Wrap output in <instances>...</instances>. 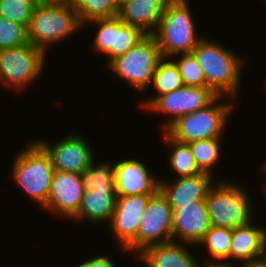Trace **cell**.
<instances>
[{"label":"cell","instance_id":"1","mask_svg":"<svg viewBox=\"0 0 266 267\" xmlns=\"http://www.w3.org/2000/svg\"><path fill=\"white\" fill-rule=\"evenodd\" d=\"M204 36L192 50L201 67L206 87L217 96H227L235 100L240 93L245 58L219 42ZM208 38V39H207Z\"/></svg>","mask_w":266,"mask_h":267},{"label":"cell","instance_id":"2","mask_svg":"<svg viewBox=\"0 0 266 267\" xmlns=\"http://www.w3.org/2000/svg\"><path fill=\"white\" fill-rule=\"evenodd\" d=\"M189 0H170L152 36L156 39L162 57L191 53L203 38L198 33L196 19ZM194 18V19H193ZM197 32V33H196Z\"/></svg>","mask_w":266,"mask_h":267},{"label":"cell","instance_id":"3","mask_svg":"<svg viewBox=\"0 0 266 267\" xmlns=\"http://www.w3.org/2000/svg\"><path fill=\"white\" fill-rule=\"evenodd\" d=\"M226 96H217L206 107L185 114L171 123L164 132L181 143H190L202 139L223 138L228 121L236 108V103L223 100ZM221 100V101H220ZM235 104H234V103Z\"/></svg>","mask_w":266,"mask_h":267},{"label":"cell","instance_id":"4","mask_svg":"<svg viewBox=\"0 0 266 267\" xmlns=\"http://www.w3.org/2000/svg\"><path fill=\"white\" fill-rule=\"evenodd\" d=\"M82 26L71 3L40 2L27 29L28 40L48 54L49 48L70 39Z\"/></svg>","mask_w":266,"mask_h":267},{"label":"cell","instance_id":"5","mask_svg":"<svg viewBox=\"0 0 266 267\" xmlns=\"http://www.w3.org/2000/svg\"><path fill=\"white\" fill-rule=\"evenodd\" d=\"M13 157L10 179L42 209L47 203L54 172L49 155L32 141Z\"/></svg>","mask_w":266,"mask_h":267},{"label":"cell","instance_id":"6","mask_svg":"<svg viewBox=\"0 0 266 267\" xmlns=\"http://www.w3.org/2000/svg\"><path fill=\"white\" fill-rule=\"evenodd\" d=\"M214 182L205 198L211 226L234 228L255 219V205L251 201L247 187L229 180ZM243 186V187H242Z\"/></svg>","mask_w":266,"mask_h":267},{"label":"cell","instance_id":"7","mask_svg":"<svg viewBox=\"0 0 266 267\" xmlns=\"http://www.w3.org/2000/svg\"><path fill=\"white\" fill-rule=\"evenodd\" d=\"M162 58L156 39L146 35L135 46L112 60L107 66L112 71V79L125 80L132 88L148 92L153 72Z\"/></svg>","mask_w":266,"mask_h":267},{"label":"cell","instance_id":"8","mask_svg":"<svg viewBox=\"0 0 266 267\" xmlns=\"http://www.w3.org/2000/svg\"><path fill=\"white\" fill-rule=\"evenodd\" d=\"M47 57L42 49L31 43L0 50V86L22 94L40 79Z\"/></svg>","mask_w":266,"mask_h":267},{"label":"cell","instance_id":"9","mask_svg":"<svg viewBox=\"0 0 266 267\" xmlns=\"http://www.w3.org/2000/svg\"><path fill=\"white\" fill-rule=\"evenodd\" d=\"M172 215L168 199L158 189L150 196L139 222L136 238L122 251L132 253L135 258L149 246L173 241Z\"/></svg>","mask_w":266,"mask_h":267},{"label":"cell","instance_id":"10","mask_svg":"<svg viewBox=\"0 0 266 267\" xmlns=\"http://www.w3.org/2000/svg\"><path fill=\"white\" fill-rule=\"evenodd\" d=\"M35 141L49 155L54 170L81 174L95 161V147L80 133H68L54 144L45 138Z\"/></svg>","mask_w":266,"mask_h":267},{"label":"cell","instance_id":"11","mask_svg":"<svg viewBox=\"0 0 266 267\" xmlns=\"http://www.w3.org/2000/svg\"><path fill=\"white\" fill-rule=\"evenodd\" d=\"M217 95L208 87L183 85L173 92L158 96L145 110L152 114L165 116L162 123L163 132L171 123L185 114H190L206 107ZM154 112V113H153ZM167 117V118H166Z\"/></svg>","mask_w":266,"mask_h":267},{"label":"cell","instance_id":"12","mask_svg":"<svg viewBox=\"0 0 266 267\" xmlns=\"http://www.w3.org/2000/svg\"><path fill=\"white\" fill-rule=\"evenodd\" d=\"M84 192L80 174L54 170L47 203L42 209L70 220L77 214Z\"/></svg>","mask_w":266,"mask_h":267},{"label":"cell","instance_id":"13","mask_svg":"<svg viewBox=\"0 0 266 267\" xmlns=\"http://www.w3.org/2000/svg\"><path fill=\"white\" fill-rule=\"evenodd\" d=\"M113 165L117 197L154 194L159 189V176L153 175L141 158H121Z\"/></svg>","mask_w":266,"mask_h":267},{"label":"cell","instance_id":"14","mask_svg":"<svg viewBox=\"0 0 266 267\" xmlns=\"http://www.w3.org/2000/svg\"><path fill=\"white\" fill-rule=\"evenodd\" d=\"M152 194L117 197L110 225L119 248L125 249L137 236L139 222Z\"/></svg>","mask_w":266,"mask_h":267},{"label":"cell","instance_id":"15","mask_svg":"<svg viewBox=\"0 0 266 267\" xmlns=\"http://www.w3.org/2000/svg\"><path fill=\"white\" fill-rule=\"evenodd\" d=\"M172 239L175 242L196 245L210 229L205 200L194 201L172 210Z\"/></svg>","mask_w":266,"mask_h":267},{"label":"cell","instance_id":"16","mask_svg":"<svg viewBox=\"0 0 266 267\" xmlns=\"http://www.w3.org/2000/svg\"><path fill=\"white\" fill-rule=\"evenodd\" d=\"M254 219L249 223L232 228L229 251V265L238 266L260 259L266 252V227L255 224Z\"/></svg>","mask_w":266,"mask_h":267},{"label":"cell","instance_id":"17","mask_svg":"<svg viewBox=\"0 0 266 267\" xmlns=\"http://www.w3.org/2000/svg\"><path fill=\"white\" fill-rule=\"evenodd\" d=\"M215 181L211 175L201 172L194 176L175 178L170 183L169 180L161 178L159 179V189L166 196L173 210L181 205L205 200L208 189Z\"/></svg>","mask_w":266,"mask_h":267},{"label":"cell","instance_id":"18","mask_svg":"<svg viewBox=\"0 0 266 267\" xmlns=\"http://www.w3.org/2000/svg\"><path fill=\"white\" fill-rule=\"evenodd\" d=\"M193 247L194 245L170 241L149 246L135 258L147 267H201L202 262L199 263L190 251Z\"/></svg>","mask_w":266,"mask_h":267},{"label":"cell","instance_id":"19","mask_svg":"<svg viewBox=\"0 0 266 267\" xmlns=\"http://www.w3.org/2000/svg\"><path fill=\"white\" fill-rule=\"evenodd\" d=\"M170 0H119L118 17L126 24L152 35Z\"/></svg>","mask_w":266,"mask_h":267},{"label":"cell","instance_id":"20","mask_svg":"<svg viewBox=\"0 0 266 267\" xmlns=\"http://www.w3.org/2000/svg\"><path fill=\"white\" fill-rule=\"evenodd\" d=\"M117 195L115 189H93L84 192L77 214L71 221L85 220L93 225L109 224L115 207Z\"/></svg>","mask_w":266,"mask_h":267},{"label":"cell","instance_id":"21","mask_svg":"<svg viewBox=\"0 0 266 267\" xmlns=\"http://www.w3.org/2000/svg\"><path fill=\"white\" fill-rule=\"evenodd\" d=\"M182 86L181 75L175 62L171 58L162 57L153 72L152 83L149 87L153 88L151 91H155V93L152 92L154 96L145 98L146 100L141 101L139 107L145 110L158 96L173 92Z\"/></svg>","mask_w":266,"mask_h":267},{"label":"cell","instance_id":"22","mask_svg":"<svg viewBox=\"0 0 266 267\" xmlns=\"http://www.w3.org/2000/svg\"><path fill=\"white\" fill-rule=\"evenodd\" d=\"M232 229L211 226L196 247H205L208 260L205 264L229 265ZM210 257V258H209Z\"/></svg>","mask_w":266,"mask_h":267},{"label":"cell","instance_id":"23","mask_svg":"<svg viewBox=\"0 0 266 267\" xmlns=\"http://www.w3.org/2000/svg\"><path fill=\"white\" fill-rule=\"evenodd\" d=\"M164 145L169 146L167 157L168 165L176 178L194 176L201 173L194 161L191 149L187 143L178 142L169 137L164 131L162 133Z\"/></svg>","mask_w":266,"mask_h":267},{"label":"cell","instance_id":"24","mask_svg":"<svg viewBox=\"0 0 266 267\" xmlns=\"http://www.w3.org/2000/svg\"><path fill=\"white\" fill-rule=\"evenodd\" d=\"M223 138L202 139L188 143L198 170L215 178V164L220 160L222 155ZM221 147V148H220ZM214 166V167H213Z\"/></svg>","mask_w":266,"mask_h":267},{"label":"cell","instance_id":"25","mask_svg":"<svg viewBox=\"0 0 266 267\" xmlns=\"http://www.w3.org/2000/svg\"><path fill=\"white\" fill-rule=\"evenodd\" d=\"M80 176L85 191L93 189H115L114 165L111 161H94Z\"/></svg>","mask_w":266,"mask_h":267},{"label":"cell","instance_id":"26","mask_svg":"<svg viewBox=\"0 0 266 267\" xmlns=\"http://www.w3.org/2000/svg\"><path fill=\"white\" fill-rule=\"evenodd\" d=\"M88 24L96 26V34L90 43L91 52L101 54L107 58V65L111 62V47H114L115 39V17L111 18H100L89 21L83 25V28Z\"/></svg>","mask_w":266,"mask_h":267},{"label":"cell","instance_id":"27","mask_svg":"<svg viewBox=\"0 0 266 267\" xmlns=\"http://www.w3.org/2000/svg\"><path fill=\"white\" fill-rule=\"evenodd\" d=\"M119 0H78L74 8L82 25L100 19L118 16Z\"/></svg>","mask_w":266,"mask_h":267},{"label":"cell","instance_id":"28","mask_svg":"<svg viewBox=\"0 0 266 267\" xmlns=\"http://www.w3.org/2000/svg\"><path fill=\"white\" fill-rule=\"evenodd\" d=\"M145 36L139 28L128 25L115 16V39L114 47H111V61L125 54Z\"/></svg>","mask_w":266,"mask_h":267},{"label":"cell","instance_id":"29","mask_svg":"<svg viewBox=\"0 0 266 267\" xmlns=\"http://www.w3.org/2000/svg\"><path fill=\"white\" fill-rule=\"evenodd\" d=\"M40 0H0V16L29 28Z\"/></svg>","mask_w":266,"mask_h":267},{"label":"cell","instance_id":"30","mask_svg":"<svg viewBox=\"0 0 266 267\" xmlns=\"http://www.w3.org/2000/svg\"><path fill=\"white\" fill-rule=\"evenodd\" d=\"M176 56H179V58ZM175 58L177 59L175 60ZM171 59L175 62L179 70L183 85L192 87H206V80L204 78L202 69L198 65L192 53L178 54L171 57Z\"/></svg>","mask_w":266,"mask_h":267},{"label":"cell","instance_id":"31","mask_svg":"<svg viewBox=\"0 0 266 267\" xmlns=\"http://www.w3.org/2000/svg\"><path fill=\"white\" fill-rule=\"evenodd\" d=\"M28 43L26 27L0 16V50L19 47Z\"/></svg>","mask_w":266,"mask_h":267},{"label":"cell","instance_id":"32","mask_svg":"<svg viewBox=\"0 0 266 267\" xmlns=\"http://www.w3.org/2000/svg\"><path fill=\"white\" fill-rule=\"evenodd\" d=\"M108 255L109 254H107V256H105V254H97L95 257L92 256L91 258L84 260L90 267H116V262H114Z\"/></svg>","mask_w":266,"mask_h":267},{"label":"cell","instance_id":"33","mask_svg":"<svg viewBox=\"0 0 266 267\" xmlns=\"http://www.w3.org/2000/svg\"><path fill=\"white\" fill-rule=\"evenodd\" d=\"M239 265L241 267H266V256Z\"/></svg>","mask_w":266,"mask_h":267},{"label":"cell","instance_id":"34","mask_svg":"<svg viewBox=\"0 0 266 267\" xmlns=\"http://www.w3.org/2000/svg\"><path fill=\"white\" fill-rule=\"evenodd\" d=\"M201 267H238V266H230V265H221V264H202Z\"/></svg>","mask_w":266,"mask_h":267},{"label":"cell","instance_id":"35","mask_svg":"<svg viewBox=\"0 0 266 267\" xmlns=\"http://www.w3.org/2000/svg\"><path fill=\"white\" fill-rule=\"evenodd\" d=\"M41 2L69 3V0H40Z\"/></svg>","mask_w":266,"mask_h":267},{"label":"cell","instance_id":"36","mask_svg":"<svg viewBox=\"0 0 266 267\" xmlns=\"http://www.w3.org/2000/svg\"><path fill=\"white\" fill-rule=\"evenodd\" d=\"M76 267H90L88 265V263L83 259L82 261H80L79 264H76Z\"/></svg>","mask_w":266,"mask_h":267},{"label":"cell","instance_id":"37","mask_svg":"<svg viewBox=\"0 0 266 267\" xmlns=\"http://www.w3.org/2000/svg\"><path fill=\"white\" fill-rule=\"evenodd\" d=\"M78 0H69V3H71L72 5H74Z\"/></svg>","mask_w":266,"mask_h":267},{"label":"cell","instance_id":"38","mask_svg":"<svg viewBox=\"0 0 266 267\" xmlns=\"http://www.w3.org/2000/svg\"><path fill=\"white\" fill-rule=\"evenodd\" d=\"M264 165H266V163L264 164ZM265 171H266V166H264V168H263ZM266 173V172H265ZM263 188H265L266 189V183L263 185V187H262V189Z\"/></svg>","mask_w":266,"mask_h":267},{"label":"cell","instance_id":"39","mask_svg":"<svg viewBox=\"0 0 266 267\" xmlns=\"http://www.w3.org/2000/svg\"><path fill=\"white\" fill-rule=\"evenodd\" d=\"M263 193H264V194H265V196H266V189H265V188L263 189ZM265 198H266V197H265Z\"/></svg>","mask_w":266,"mask_h":267}]
</instances>
